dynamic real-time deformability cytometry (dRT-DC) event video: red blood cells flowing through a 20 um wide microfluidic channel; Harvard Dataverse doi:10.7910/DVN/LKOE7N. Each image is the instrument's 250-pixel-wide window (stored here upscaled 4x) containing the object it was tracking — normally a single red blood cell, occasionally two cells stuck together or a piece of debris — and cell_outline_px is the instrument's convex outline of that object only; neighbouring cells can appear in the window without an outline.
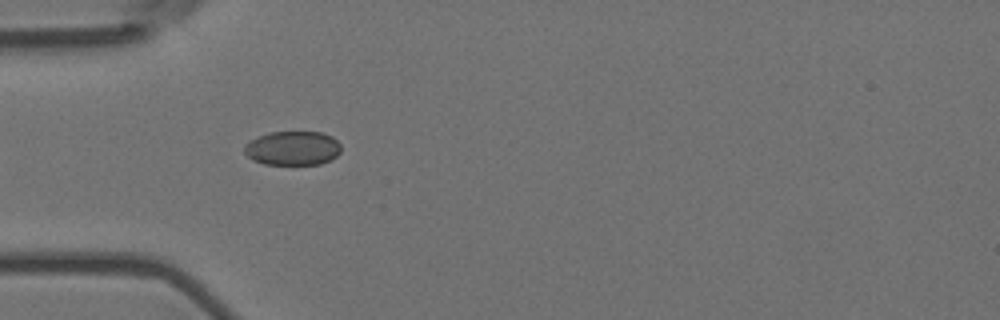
{"species": "Egyptian fruit bat (a non-hibernating species)", "species_latin": "Rousettus aegyptiacus", "temperature_condition": "room temperature", "stored_images_in_passage": 3, "camera_frame_rate_fps": 3000, "um_per_image_px": 0.085, "animal": {"sex": "female"}, "frame": {"image": 1, "passage_image": 2, "time_ms": 0.333, "image_size_px": [1000, 320], "cell_outline_px": [[340, 152], [336, 156], [320, 164], [264, 164], [252, 160], [244, 152], [244, 144], [248, 140], [268, 132], [320, 132], [332, 136], [340, 144]], "centroid_in_image_um": [24.84, 12.59], "position_along_channel_um": 60.2, "area_um2": 19.31}}
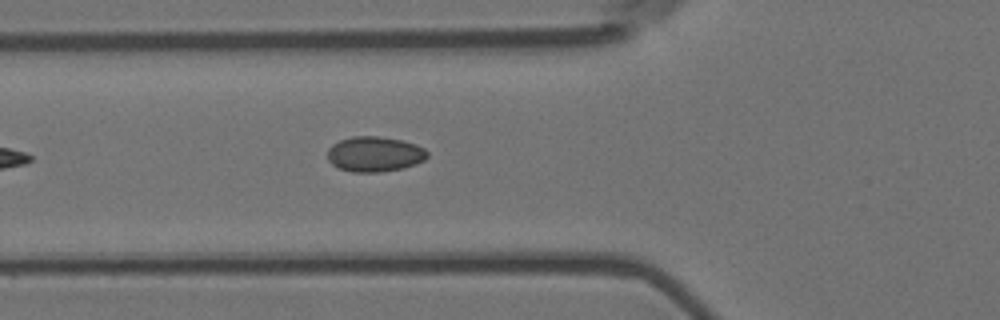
{"frame": {"image": 2, "passage_image": 3, "time_ms": 0.667, "image_size_px": [1000, 320], "cell_outline_px": [[428, 156], [424, 160], [416, 164], [404, 168], [380, 172], [352, 172], [336, 168], [328, 160], [328, 148], [332, 144], [340, 140], [352, 136], [380, 136], [400, 140], [416, 144], [424, 148], [428, 152]], "centroid_in_image_um": [31.83, 13.1], "position_along_channel_um": 94.0, "area_um2": 20.69}}